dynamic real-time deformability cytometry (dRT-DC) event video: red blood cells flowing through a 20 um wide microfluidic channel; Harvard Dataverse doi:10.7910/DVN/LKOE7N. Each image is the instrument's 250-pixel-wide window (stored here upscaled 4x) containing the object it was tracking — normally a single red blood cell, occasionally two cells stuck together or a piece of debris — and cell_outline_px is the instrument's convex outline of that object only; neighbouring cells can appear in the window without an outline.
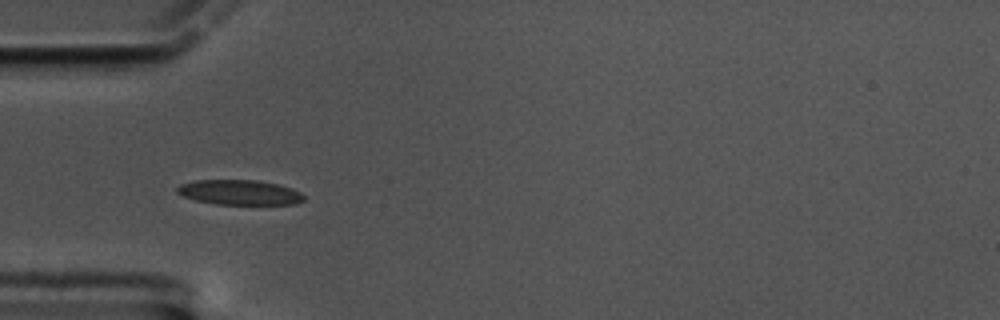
{"species": "common noctule bat (a hibernating species)", "species_latin": "Nyctalus noctula", "temperature_condition": "cold", "stored_images_in_passage": 43, "camera_frame_rate_fps": 3000, "um_per_image_px": 0.085, "animal": {"sex": "male", "body_mass_g": 17.5, "forearm_length_mm": 52.3}, "frame": {"image": 1, "passage_image": 1, "time_ms": 0.0, "image_size_px": [1000, 320], "cell_outline_px": [[304, 200], [296, 204], [216, 204], [196, 200], [184, 196], [176, 192], [176, 188], [180, 184], [196, 180], [256, 180], [276, 184], [292, 188], [300, 192], [304, 196]], "centroid_in_image_um": [20.36, 16.35], "position_along_channel_um": 64.6, "area_um2": 18.32}}
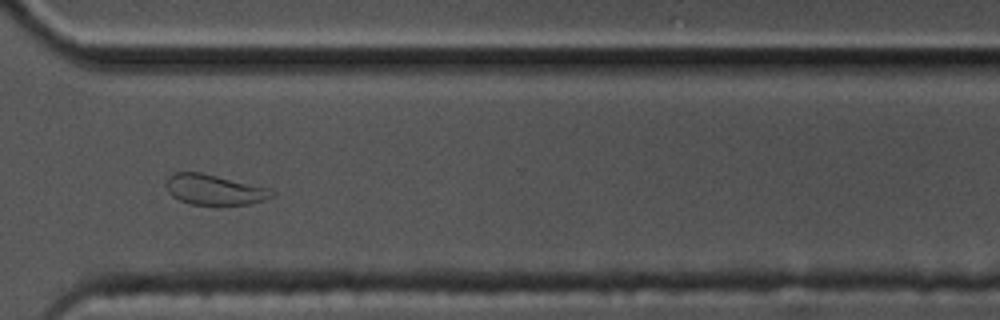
{"frame": {"image": 2, "passage_image": 27, "time_ms": 8.667, "image_size_px": [1000, 320], "cell_outline_px": [[276, 192], [272, 196], [264, 200], [248, 204], [192, 204], [180, 200], [172, 196], [168, 192], [164, 184], [168, 176], [172, 172], [200, 172], [268, 188]], "centroid_in_image_um": [18.16, 16.11], "position_along_channel_um": 352.4, "area_um2": 18.5}}
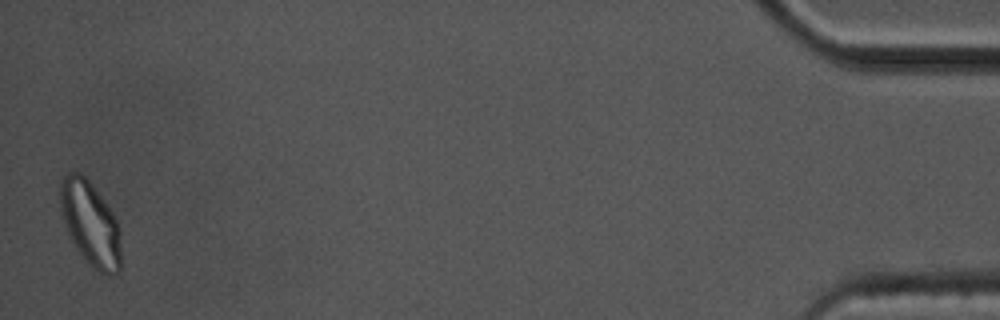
{"frame": {"image": 3, "passage_image": 42, "time_ms": 13.667, "image_size_px": [1000, 320], "cell_outline_px": [[120, 272], [112, 276], [108, 276], [92, 268], [84, 260], [68, 236], [60, 212], [60, 176], [68, 172], [80, 172], [88, 180], [112, 212], [120, 228]], "centroid_in_image_um": [7.66, 19.03], "position_along_channel_um": 427.5, "area_um2": 30.29}, "authors_computed_cell_mechanics": {"area_um2": 18.9006, "velocity_mm_per_s": 3.3294, "shape_relaxation_time_tau1_ms": 5.7878, "shape_relaxation_time_tau2_ms": 1.7585, "deformation_change_tau1": 0.137, "deformation_change_tau2": 0.0811}}